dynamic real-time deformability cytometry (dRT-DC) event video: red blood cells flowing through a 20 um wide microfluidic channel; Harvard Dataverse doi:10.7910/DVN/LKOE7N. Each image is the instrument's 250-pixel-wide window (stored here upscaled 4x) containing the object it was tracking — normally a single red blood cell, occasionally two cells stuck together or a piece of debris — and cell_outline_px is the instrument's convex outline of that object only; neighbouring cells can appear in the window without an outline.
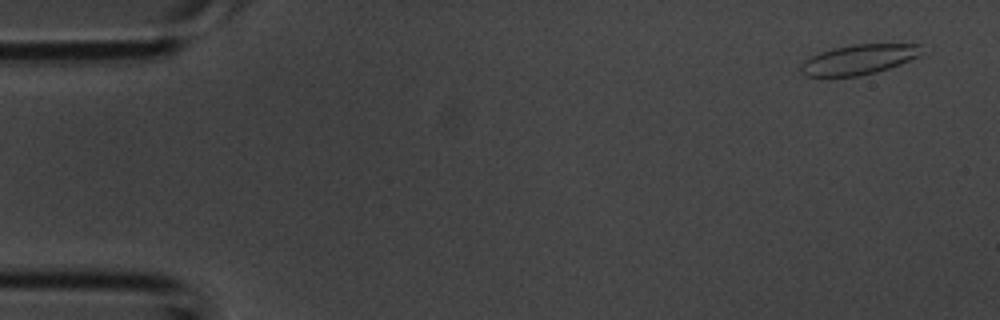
{"species": "common noctule bat (a hibernating species)", "species_latin": "Nyctalus noctula", "temperature_condition": "room temperature", "stored_images_in_passage": 3, "camera_frame_rate_fps": 3000, "um_per_image_px": 0.085, "animal": {"sex": "male", "body_mass_g": 20.1, "forearm_length_mm": 53.5}, "frame": {"image": 1, "passage_image": 3, "time_ms": 0.667, "image_size_px": [1000, 320], "cell_outline_px": [[920, 44], [916, 56], [900, 64], [876, 72], [856, 76], [804, 76], [800, 72], [800, 64], [804, 60], [820, 52], [832, 48], [852, 44]], "centroid_in_image_um": [72.88, 5.06], "position_along_channel_um": 12.1, "area_um2": 20.69}}